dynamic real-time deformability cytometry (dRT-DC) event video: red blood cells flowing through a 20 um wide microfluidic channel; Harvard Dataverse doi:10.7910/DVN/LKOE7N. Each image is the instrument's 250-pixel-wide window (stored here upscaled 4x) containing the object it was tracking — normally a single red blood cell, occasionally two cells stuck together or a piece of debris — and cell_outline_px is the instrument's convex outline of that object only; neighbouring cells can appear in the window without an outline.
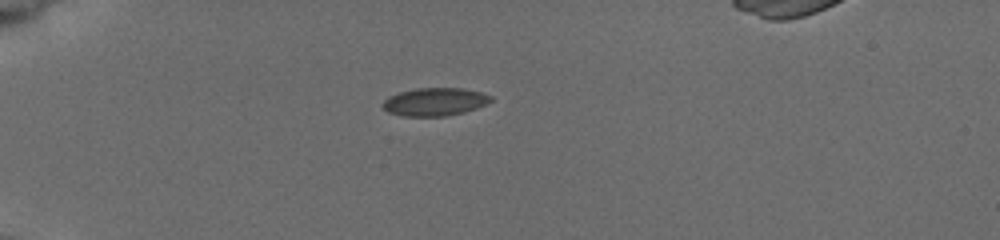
{"species": "common noctule bat (a hibernating species)", "species_latin": "Nyctalus noctula", "temperature_condition": "cold", "stored_images_in_passage": 4, "camera_frame_rate_fps": 3000, "um_per_image_px": 0.085, "animal": {"sex": "female", "body_mass_g": 19.5, "forearm_length_mm": 54.1}, "frame": {"image": 1, "passage_image": 2, "time_ms": 1.0, "image_size_px": [1000, 240], "cell_outline_px": [[492, 100], [476, 108], [464, 112], [444, 116], [404, 116], [388, 112], [384, 108], [384, 100], [388, 96], [400, 92], [416, 88], [460, 88], [480, 92], [492, 96]], "centroid_in_image_um": [36.95, 8.65], "position_along_channel_um": 48.1, "area_um2": 17.4}}
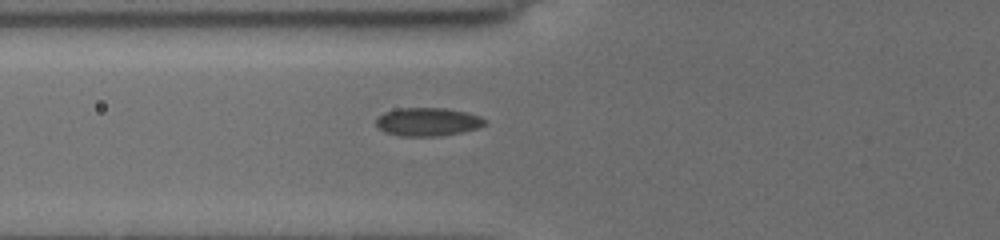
{"frame": {"image": 2, "passage_image": 4, "time_ms": 3.0, "image_size_px": [1000, 240], "cell_outline_px": [[484, 124], [476, 128], [460, 132], [440, 136], [400, 136], [384, 132], [376, 124], [376, 120], [384, 112], [396, 108], [444, 108], [464, 112], [480, 116], [484, 120]], "centroid_in_image_um": [36.3, 10.35], "position_along_channel_um": 89.5, "area_um2": 17.69}}